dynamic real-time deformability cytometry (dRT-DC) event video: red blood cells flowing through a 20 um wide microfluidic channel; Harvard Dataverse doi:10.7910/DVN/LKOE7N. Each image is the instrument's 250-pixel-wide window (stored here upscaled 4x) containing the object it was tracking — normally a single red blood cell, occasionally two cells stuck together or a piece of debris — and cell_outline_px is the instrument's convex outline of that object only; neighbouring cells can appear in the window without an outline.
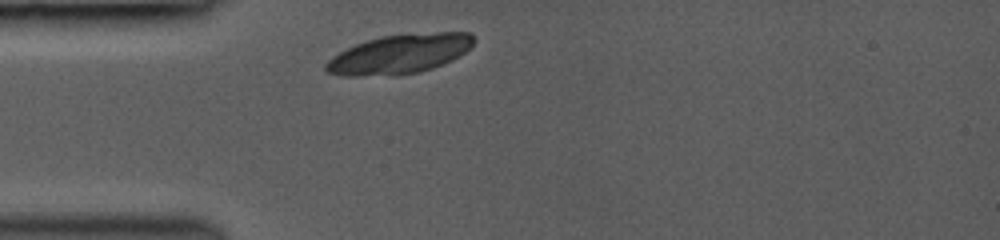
{"species": "common noctule bat (a hibernating species)", "species_latin": "Nyctalus noctula", "temperature_condition": "room temperature", "stored_images_in_passage": 9, "camera_frame_rate_fps": 3000, "um_per_image_px": 0.085, "animal": {"sex": "female", "body_mass_g": 19.0, "forearm_length_mm": 53.3}, "frame": {"image": 1, "passage_image": 1, "time_ms": 0.0, "image_size_px": [1000, 240], "cell_outline_px": [[476, 40], [464, 52], [452, 60], [432, 68], [420, 72], [392, 76], [344, 76], [328, 72], [324, 68], [324, 64], [332, 56], [356, 44], [380, 36], [436, 32], [468, 32]], "centroid_in_image_um": [33.94, 4.61], "position_along_channel_um": 51.1, "area_um2": 33.76}}
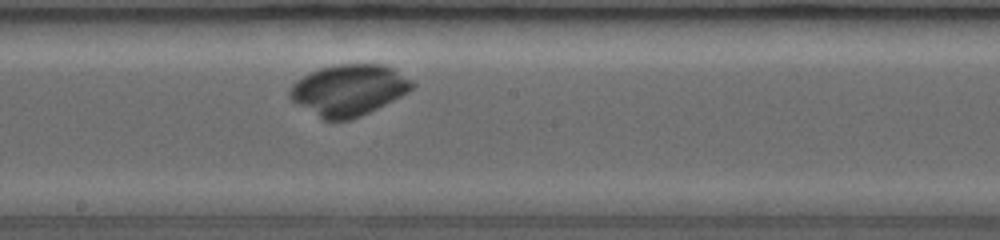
{"frame": {"image": 2, "passage_image": 9, "time_ms": 4.333, "image_size_px": [1000, 240], "cell_outline_px": [[416, 84], [408, 92], [352, 120], [324, 120], [296, 104], [288, 96], [288, 88], [296, 80], [320, 68], [340, 64], [384, 64], [392, 68], [412, 80]], "centroid_in_image_um": [29.61, 7.65], "position_along_channel_um": 218.6, "area_um2": 36.24}}